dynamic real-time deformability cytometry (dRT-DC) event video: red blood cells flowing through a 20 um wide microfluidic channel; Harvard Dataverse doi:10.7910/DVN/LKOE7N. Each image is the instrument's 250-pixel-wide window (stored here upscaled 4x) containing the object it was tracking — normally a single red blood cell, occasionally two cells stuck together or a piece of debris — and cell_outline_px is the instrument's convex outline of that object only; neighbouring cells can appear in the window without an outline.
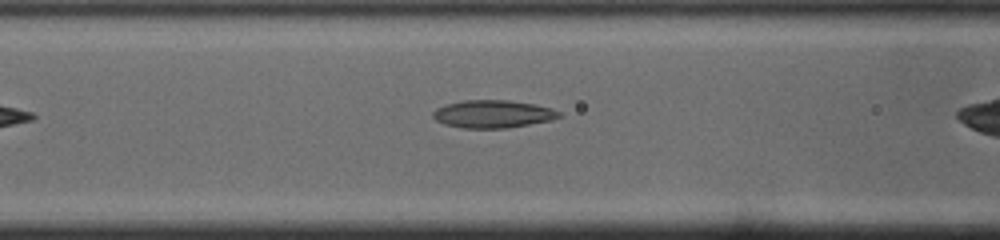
{"species": "common noctule bat (a hibernating species)", "species_latin": "Nyctalus noctula", "temperature_condition": "cold", "stored_images_in_passage": 27, "camera_frame_rate_fps": 3000, "um_per_image_px": 0.085, "animal": {"sex": "male", "body_mass_g": 19.0, "forearm_length_mm": 50.8}, "frame": {"image": 1, "passage_image": 6, "time_ms": 1.667, "image_size_px": [1000, 240], "cell_outline_px": [[560, 116], [548, 120], [528, 124], [504, 128], [464, 128], [444, 124], [436, 120], [432, 116], [432, 112], [436, 108], [448, 104], [464, 100], [508, 100], [532, 104], [552, 108], [560, 112]], "centroid_in_image_um": [41.84, 9.68], "position_along_channel_um": 124.8, "area_um2": 20.06}}
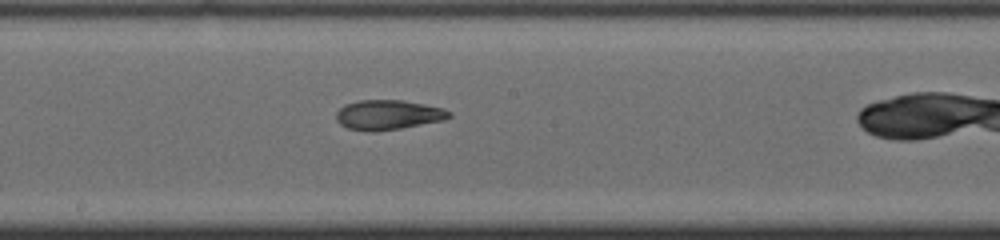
{"frame": {"image": 2, "passage_image": 13, "time_ms": 4.0, "image_size_px": [1000, 240], "cell_outline_px": [[452, 116], [444, 120], [400, 128], [372, 132], [348, 128], [340, 124], [336, 120], [336, 112], [344, 104], [360, 100], [404, 100], [424, 104], [440, 108], [452, 112]], "centroid_in_image_um": [32.97, 9.76], "position_along_channel_um": 215.2, "area_um2": 19.54}}
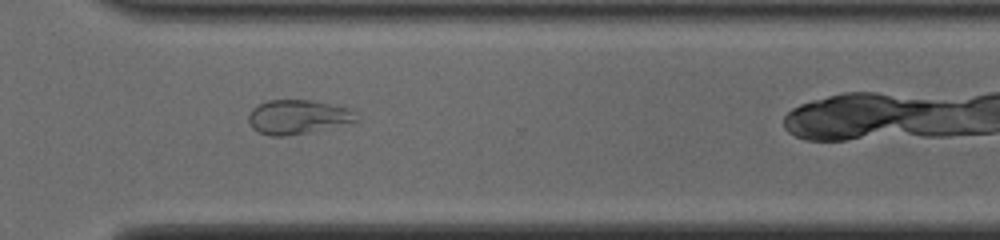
{"frame": {"image": 3, "passage_image": 23, "time_ms": 7.333, "image_size_px": [1000, 240], "cell_outline_px": [[356, 120], [304, 132], [284, 136], [268, 136], [252, 128], [248, 120], [248, 116], [252, 108], [268, 100], [312, 100], [348, 108], [352, 112]], "centroid_in_image_um": [25.18, 9.92], "position_along_channel_um": 345.4, "area_um2": 20.63}}